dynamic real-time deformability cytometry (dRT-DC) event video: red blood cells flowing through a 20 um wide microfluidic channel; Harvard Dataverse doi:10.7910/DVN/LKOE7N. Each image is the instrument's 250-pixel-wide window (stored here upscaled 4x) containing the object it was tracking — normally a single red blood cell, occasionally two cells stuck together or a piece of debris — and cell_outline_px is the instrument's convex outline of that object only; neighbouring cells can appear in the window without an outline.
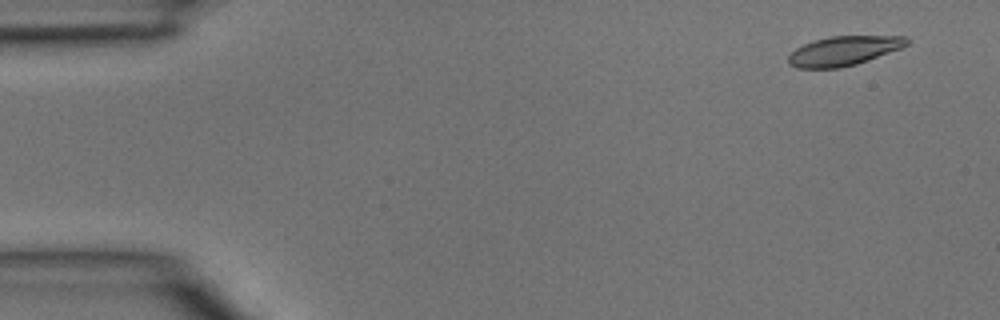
{"species": "common noctule bat (a hibernating species)", "species_latin": "Nyctalus noctula", "temperature_condition": "room temperature", "stored_images_in_passage": 5, "camera_frame_rate_fps": 3000, "um_per_image_px": 0.085, "animal": {"sex": "male", "body_mass_g": 15.6}, "frame": {"image": 1, "passage_image": 1, "time_ms": 0.0, "image_size_px": [1000, 320], "cell_outline_px": [[908, 44], [900, 48], [868, 60], [856, 64], [840, 68], [796, 68], [788, 64], [788, 56], [796, 48], [804, 44], [816, 40], [832, 36], [908, 36]], "centroid_in_image_um": [71.7, 4.33], "position_along_channel_um": 13.3, "area_um2": 20.11}}
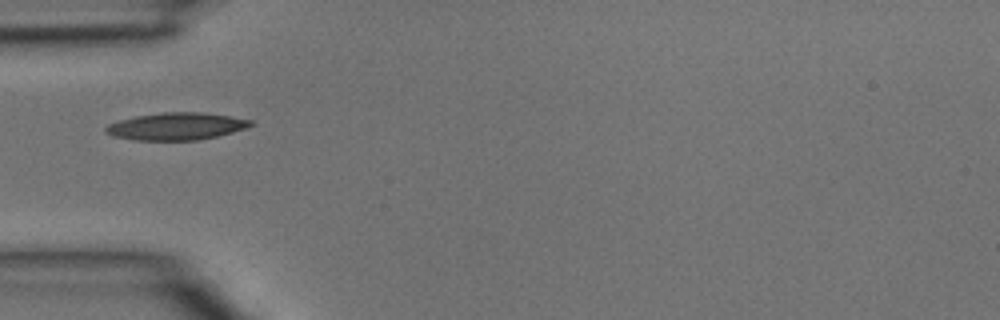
{"frame": {"image": 2, "passage_image": 4, "time_ms": 1.0, "image_size_px": [1000, 320], "cell_outline_px": [[256, 124], [232, 132], [216, 136], [196, 140], [136, 140], [112, 136], [104, 132], [104, 128], [108, 124], [120, 120], [136, 116], [164, 112], [200, 112], [228, 116], [252, 120]], "centroid_in_image_um": [14.96, 10.73], "position_along_channel_um": 70.0, "area_um2": 22.89}}
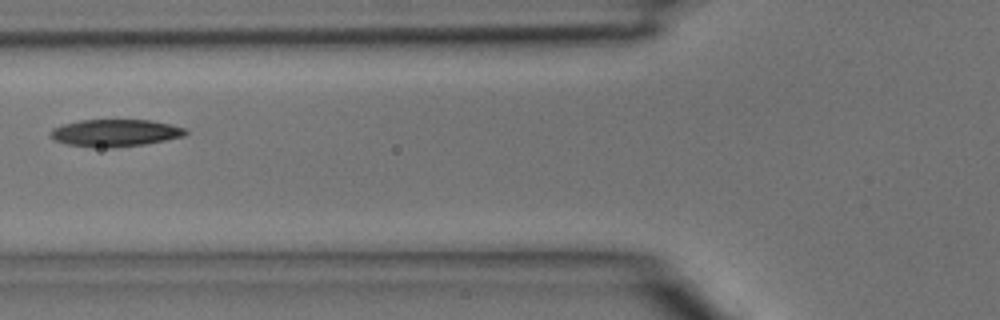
{"frame": {"image": 3, "passage_image": 5, "time_ms": 1.333, "image_size_px": [1000, 320], "cell_outline_px": [[188, 132], [184, 136], [144, 144], [116, 148], [92, 148], [68, 144], [52, 140], [52, 128], [64, 124], [80, 120], [148, 120], [172, 124], [184, 128]], "centroid_in_image_um": [9.78, 11.31], "position_along_channel_um": 116.0, "area_um2": 21.44}}